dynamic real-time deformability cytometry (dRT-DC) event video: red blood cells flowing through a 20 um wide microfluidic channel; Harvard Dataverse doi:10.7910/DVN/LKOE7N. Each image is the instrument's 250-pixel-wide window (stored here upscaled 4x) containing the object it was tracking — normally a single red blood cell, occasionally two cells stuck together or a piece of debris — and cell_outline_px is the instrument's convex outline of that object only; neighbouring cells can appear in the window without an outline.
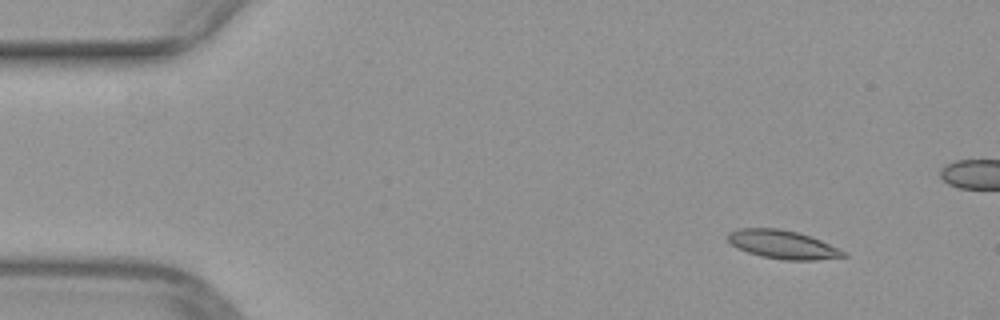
{"species": "common noctule bat (a hibernating species)", "species_latin": "Nyctalus noctula", "temperature_condition": "warm", "stored_images_in_passage": 10, "camera_frame_rate_fps": 3000, "um_per_image_px": 0.085, "animal": {"sex": "female", "body_mass_g": 29.2, "forearm_length_mm": 56.3}, "frame": {"image": 1, "passage_image": 5, "time_ms": 1.333, "image_size_px": [1000, 320], "cell_outline_px": [[848, 256], [816, 260], [784, 260], [760, 256], [736, 248], [728, 240], [728, 232], [736, 228], [780, 228], [796, 232], [820, 240], [848, 252]], "centroid_in_image_um": [66.52, 20.79], "position_along_channel_um": 18.5, "area_um2": 19.25}}